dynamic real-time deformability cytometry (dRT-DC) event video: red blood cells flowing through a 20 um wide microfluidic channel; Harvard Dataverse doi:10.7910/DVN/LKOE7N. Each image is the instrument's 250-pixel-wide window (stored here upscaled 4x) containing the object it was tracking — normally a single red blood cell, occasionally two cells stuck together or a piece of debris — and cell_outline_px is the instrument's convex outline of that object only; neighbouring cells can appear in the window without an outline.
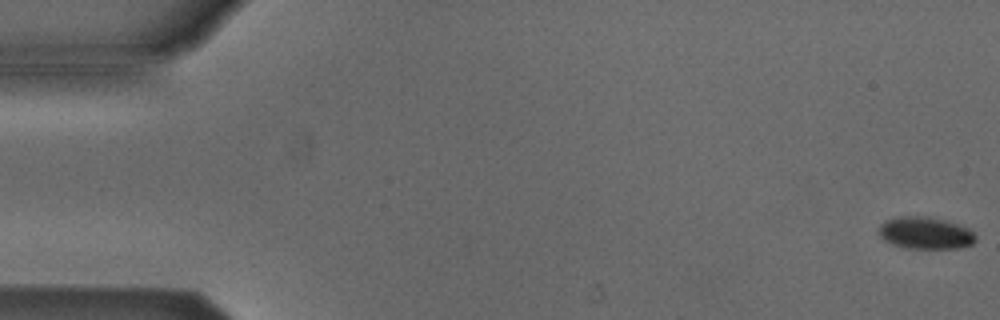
{"species": "Egyptian fruit bat (a non-hibernating species)", "species_latin": "Rousettus aegyptiacus", "temperature_condition": "cold", "stored_images_in_passage": 2, "camera_frame_rate_fps": 3000, "um_per_image_px": 0.085, "animal": {"sex": "male"}, "frame": {"image": 1, "passage_image": 2, "time_ms": 1.333, "image_size_px": [1000, 320], "cell_outline_px": [[976, 240], [972, 244], [956, 248], [904, 248], [892, 244], [884, 240], [880, 236], [880, 224], [884, 220], [900, 216], [928, 216], [944, 220], [968, 228], [976, 236]], "centroid_in_image_um": [78.63, 19.8], "position_along_channel_um": 6.4, "area_um2": 18.03}}